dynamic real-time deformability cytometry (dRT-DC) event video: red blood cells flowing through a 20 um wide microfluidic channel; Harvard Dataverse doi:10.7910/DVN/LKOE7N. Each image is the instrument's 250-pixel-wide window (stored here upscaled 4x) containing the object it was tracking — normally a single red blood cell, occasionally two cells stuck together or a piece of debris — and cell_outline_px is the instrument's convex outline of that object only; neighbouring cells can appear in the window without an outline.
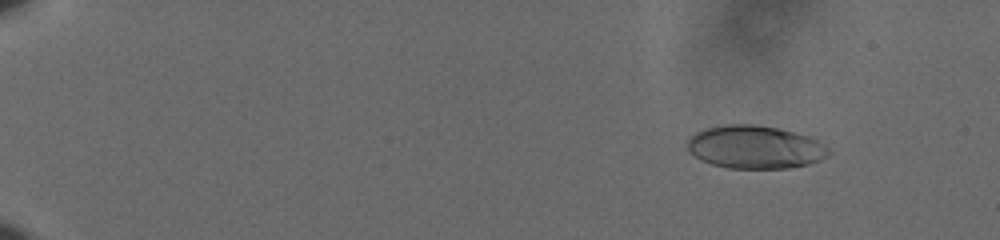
{"species": "human", "species_latin": "Homo sapiens", "temperature_condition": "cold", "stored_images_in_passage": 61, "camera_frame_rate_fps": 3000, "um_per_image_px": 0.085, "donor": {"sex": "male"}, "frame": {"image": 1, "passage_image": 9, "time_ms": 2.667, "image_size_px": [1000, 240], "cell_outline_px": [[832, 152], [828, 156], [820, 160], [808, 164], [788, 168], [728, 168], [712, 164], [700, 160], [688, 152], [688, 140], [696, 132], [708, 128], [724, 124], [756, 124], [776, 128], [808, 136], [824, 144]], "centroid_in_image_um": [64.18, 12.51], "position_along_channel_um": 20.8, "area_um2": 35.37}}
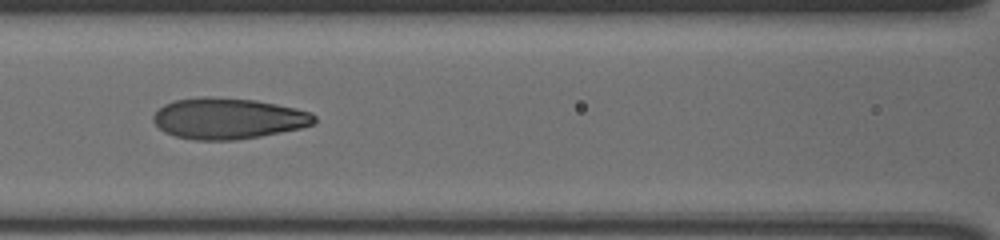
{"frame": {"image": 2, "passage_image": 32, "time_ms": 10.333, "image_size_px": [1000, 240], "cell_outline_px": [[316, 124], [300, 128], [260, 136], [236, 140], [196, 140], [176, 136], [164, 132], [152, 120], [152, 116], [164, 104], [172, 100], [200, 96], [208, 96], [256, 100], [296, 108], [308, 112], [316, 116]], "centroid_in_image_um": [19.37, 10.06], "position_along_channel_um": 147.2, "area_um2": 38.61}}
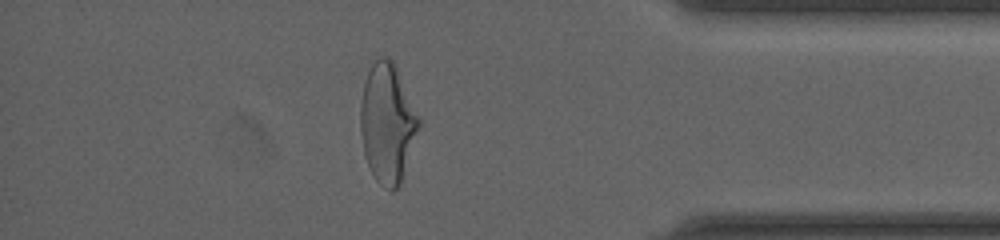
{"frame": {"image": 3, "passage_image": 55, "time_ms": 18.0, "image_size_px": [1000, 240], "cell_outline_px": [[420, 124], [400, 184], [392, 192], [380, 184], [376, 180], [364, 156], [360, 132], [360, 104], [364, 84], [368, 72], [372, 64], [380, 56], [388, 56], [392, 60], [396, 68], [420, 120]], "centroid_in_image_um": [32.9, 10.48], "position_along_channel_um": 402.3, "area_um2": 39.94}, "authors_computed_cell_mechanics": {"area_um2": 37.281, "velocity_mm_per_s": 3.6031, "shape_relaxation_time_tau1_ms": 6.7929, "shape_relaxation_time_tau2_ms": 1.0779, "deformation_change_tau1": 0.2188, "deformation_change_tau2": 0.0817}}